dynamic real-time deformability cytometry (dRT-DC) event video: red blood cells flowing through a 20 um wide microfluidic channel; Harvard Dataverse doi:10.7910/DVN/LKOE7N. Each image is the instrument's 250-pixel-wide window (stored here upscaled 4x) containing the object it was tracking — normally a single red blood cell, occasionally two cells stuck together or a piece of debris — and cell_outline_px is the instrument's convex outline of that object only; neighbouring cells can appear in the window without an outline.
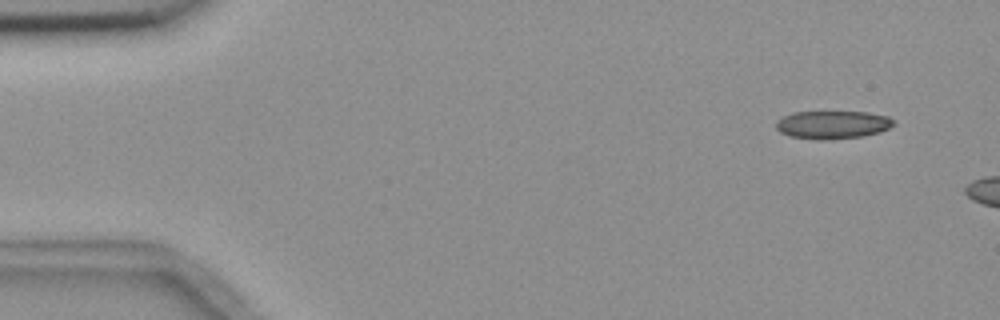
{"species": "common noctule bat (a hibernating species)", "species_latin": "Nyctalus noctula", "temperature_condition": "room temperature", "stored_images_in_passage": 3, "camera_frame_rate_fps": 3000, "um_per_image_px": 0.085, "animal": {"sex": "female", "body_mass_g": 18.4}, "frame": {"image": 1, "passage_image": 3, "time_ms": 2.333, "image_size_px": [1000, 320], "cell_outline_px": [[896, 124], [880, 132], [864, 136], [820, 140], [788, 136], [780, 132], [776, 128], [776, 120], [792, 112], [868, 112], [888, 116]], "centroid_in_image_um": [70.75, 10.6], "position_along_channel_um": 14.2, "area_um2": 19.25}}